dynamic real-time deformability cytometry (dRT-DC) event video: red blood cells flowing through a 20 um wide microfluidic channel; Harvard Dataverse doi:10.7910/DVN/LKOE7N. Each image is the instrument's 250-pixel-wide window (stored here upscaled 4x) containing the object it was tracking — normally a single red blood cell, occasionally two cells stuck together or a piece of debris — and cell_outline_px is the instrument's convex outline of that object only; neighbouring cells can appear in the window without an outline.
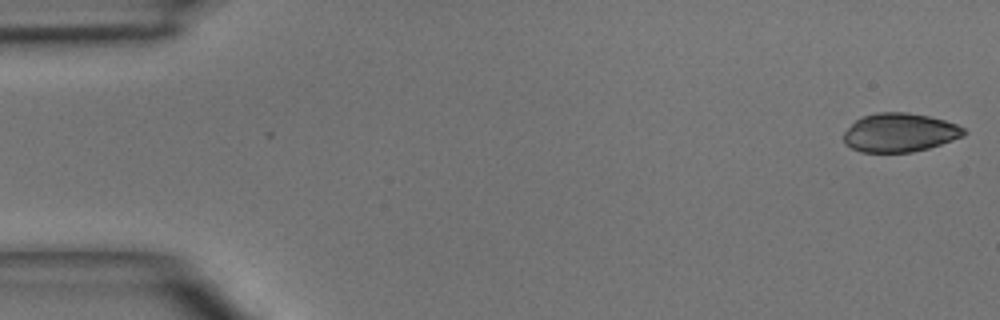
{"species": "common noctule bat (a hibernating species)", "species_latin": "Nyctalus noctula", "temperature_condition": "room temperature", "stored_images_in_passage": 5, "camera_frame_rate_fps": 3000, "um_per_image_px": 0.085, "animal": {"sex": "male", "body_mass_g": 15.6}, "frame": {"image": 1, "passage_image": 1, "time_ms": 0.0, "image_size_px": [1000, 320], "cell_outline_px": [[968, 132], [964, 136], [928, 148], [912, 152], [860, 152], [844, 144], [844, 132], [856, 120], [864, 116], [876, 112], [908, 112], [928, 116], [944, 120], [956, 124], [964, 128]], "centroid_in_image_um": [76.48, 11.27], "position_along_channel_um": 8.5, "area_um2": 27.11}}
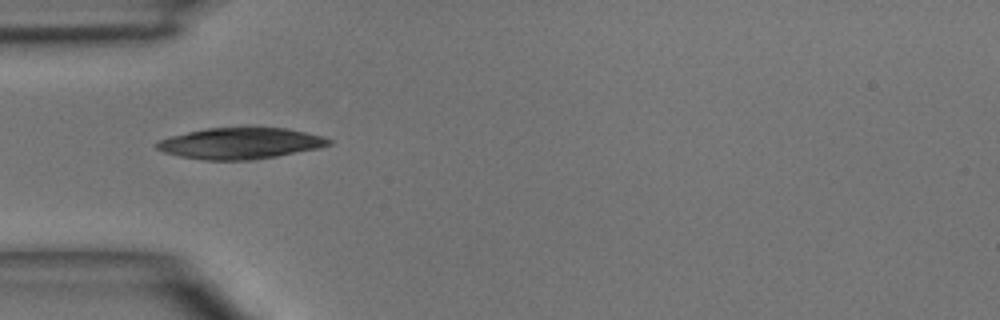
{"frame": {"image": 2, "passage_image": 4, "time_ms": 4.333, "image_size_px": [1000, 320], "cell_outline_px": [[332, 144], [320, 148], [276, 156], [252, 160], [208, 160], [180, 156], [164, 152], [156, 148], [156, 144], [160, 140], [168, 136], [208, 128], [288, 128], [324, 136], [332, 140]], "centroid_in_image_um": [20.47, 12.18], "position_along_channel_um": 64.5, "area_um2": 31.15}}
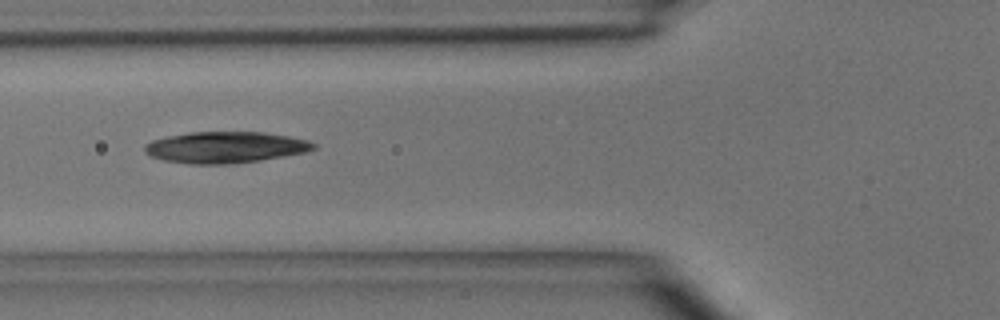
{"frame": {"image": 3, "passage_image": 5, "time_ms": 5.333, "image_size_px": [1000, 320], "cell_outline_px": [[316, 148], [304, 152], [284, 156], [260, 160], [228, 164], [192, 164], [164, 160], [152, 156], [144, 152], [144, 144], [152, 140], [168, 136], [188, 132], [264, 132], [288, 136], [308, 140], [316, 144]], "centroid_in_image_um": [19.14, 12.51], "position_along_channel_um": 106.7, "area_um2": 30.75}}